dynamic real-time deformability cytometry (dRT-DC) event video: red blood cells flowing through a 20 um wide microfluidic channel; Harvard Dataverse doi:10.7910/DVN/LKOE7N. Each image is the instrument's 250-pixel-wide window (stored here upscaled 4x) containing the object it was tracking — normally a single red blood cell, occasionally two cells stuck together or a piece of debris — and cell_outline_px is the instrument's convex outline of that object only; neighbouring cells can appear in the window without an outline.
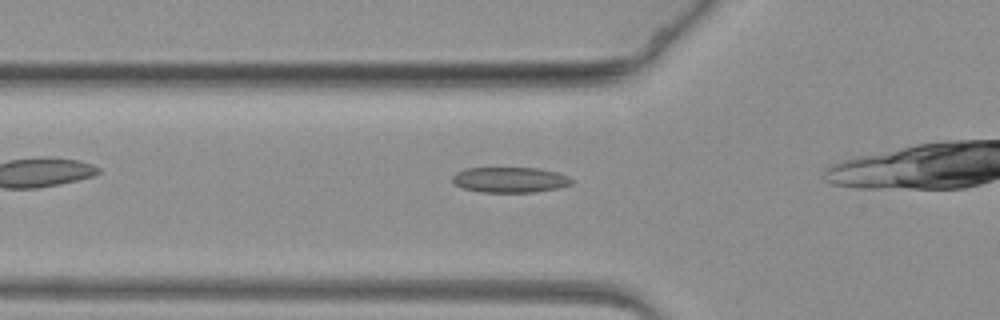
{"species": "common noctule bat (a hibernating species)", "species_latin": "Nyctalus noctula", "temperature_condition": "warm", "stored_images_in_passage": 10, "camera_frame_rate_fps": 3000, "um_per_image_px": 0.085, "animal": {"sex": "female", "body_mass_g": 19.3, "forearm_length_mm": 54.1}, "frame": {"image": 1, "passage_image": 4, "time_ms": 1.0, "image_size_px": [1000, 320], "cell_outline_px": [[576, 180], [572, 184], [556, 188], [536, 192], [480, 192], [464, 188], [456, 184], [452, 180], [452, 176], [456, 172], [464, 168], [536, 168], [556, 172], [568, 176]], "centroid_in_image_um": [43.36, 15.28], "position_along_channel_um": 82.4, "area_um2": 17.69}}
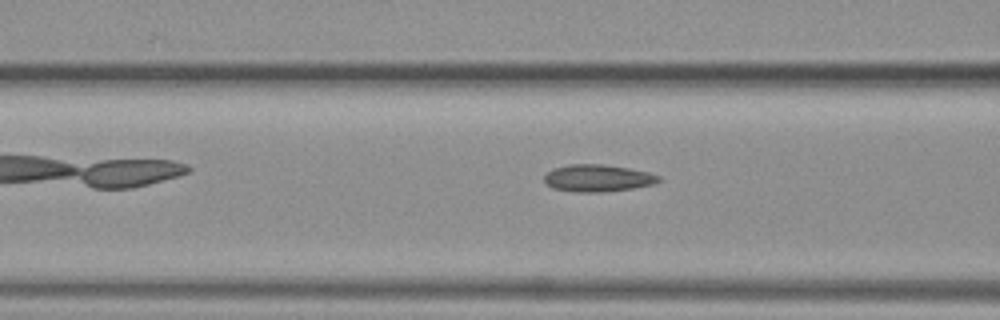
{"frame": {"image": 2, "passage_image": 7, "time_ms": 2.0, "image_size_px": [1000, 320], "cell_outline_px": [[660, 180], [656, 184], [632, 188], [604, 192], [576, 192], [552, 188], [544, 180], [544, 176], [552, 168], [568, 164], [604, 164], [628, 168], [648, 172], [660, 176]], "centroid_in_image_um": [50.8, 15.14], "position_along_channel_um": 115.8, "area_um2": 18.15}}